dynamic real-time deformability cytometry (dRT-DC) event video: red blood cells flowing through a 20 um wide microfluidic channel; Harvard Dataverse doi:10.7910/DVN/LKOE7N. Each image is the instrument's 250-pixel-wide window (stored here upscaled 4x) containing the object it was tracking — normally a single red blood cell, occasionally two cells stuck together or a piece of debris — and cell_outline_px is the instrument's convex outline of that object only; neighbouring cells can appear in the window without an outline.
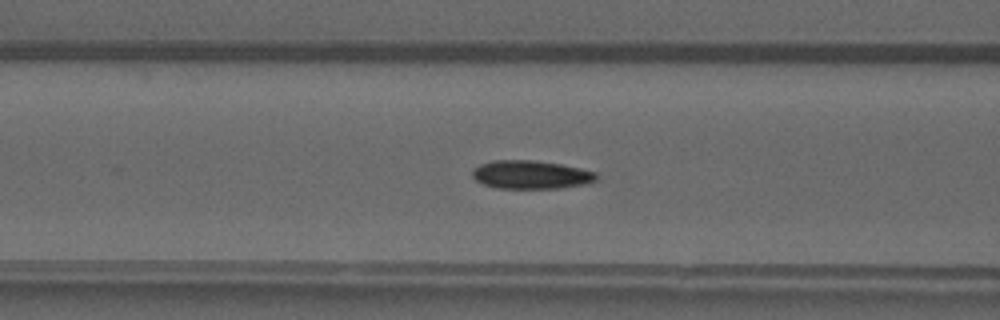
{"species": "common noctule bat (a hibernating species)", "species_latin": "Nyctalus noctula", "temperature_condition": "warm", "stored_images_in_passage": 49, "camera_frame_rate_fps": 3000, "um_per_image_px": 0.085, "animal": {"sex": "male", "forearm_length_mm": 52.5}, "frame": {"image": 1, "passage_image": 20, "time_ms": 6.333, "image_size_px": [1000, 320], "cell_outline_px": [[596, 180], [584, 184], [560, 188], [496, 188], [484, 184], [476, 180], [472, 176], [472, 168], [480, 164], [492, 160], [532, 160], [560, 164], [580, 168], [596, 172]], "centroid_in_image_um": [45.09, 14.84], "position_along_channel_um": 121.5, "area_um2": 20.46}}
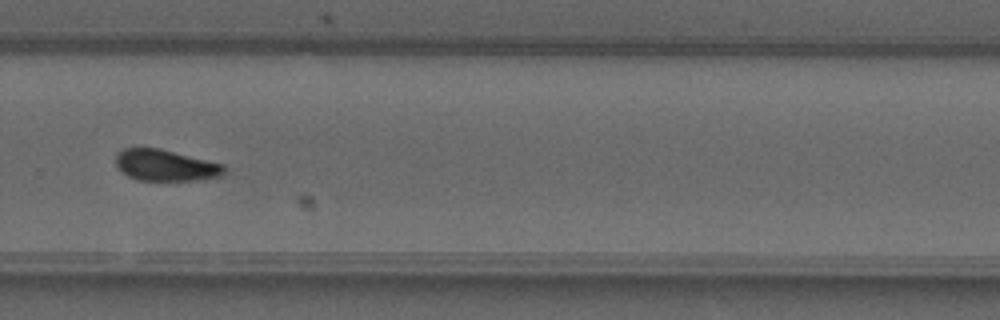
{"frame": {"image": 2, "passage_image": 34, "time_ms": 11.0, "image_size_px": [1000, 320], "cell_outline_px": [[224, 172], [220, 176], [200, 180], [136, 180], [128, 176], [116, 164], [116, 156], [124, 148], [160, 148], [224, 164]], "centroid_in_image_um": [14.09, 14.05], "position_along_channel_um": 315.7, "area_um2": 19.59}}
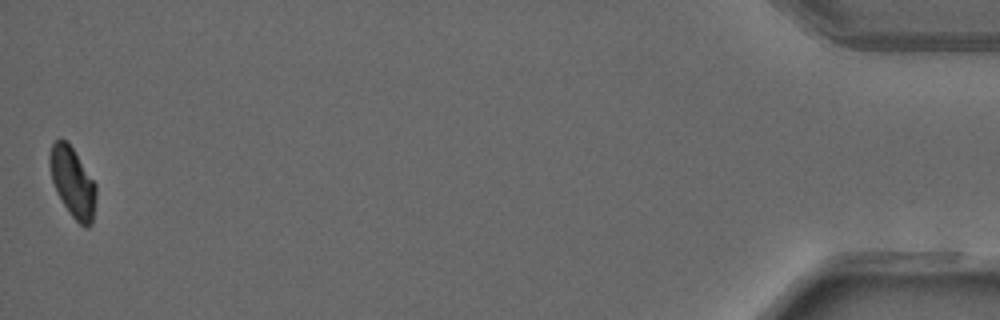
{"frame": {"image": 3, "passage_image": 49, "time_ms": 16.0, "image_size_px": [1000, 320], "cell_outline_px": [[96, 196], [92, 224], [88, 228], [84, 228], [72, 216], [56, 192], [52, 180], [48, 164], [48, 156], [52, 144], [56, 140], [68, 140], [96, 184]], "centroid_in_image_um": [6.17, 15.48], "position_along_channel_um": 429.0, "area_um2": 19.02}, "authors_computed_cell_mechanics": {"area_um2": 19.652, "velocity_mm_per_s": 4.1743, "shape_relaxation_time_tau1_ms": 5.7573, "shape_relaxation_time_tau2_ms": 3.4672, "deformation_change_tau1": 0.167, "deformation_change_tau2": 0.0605}}